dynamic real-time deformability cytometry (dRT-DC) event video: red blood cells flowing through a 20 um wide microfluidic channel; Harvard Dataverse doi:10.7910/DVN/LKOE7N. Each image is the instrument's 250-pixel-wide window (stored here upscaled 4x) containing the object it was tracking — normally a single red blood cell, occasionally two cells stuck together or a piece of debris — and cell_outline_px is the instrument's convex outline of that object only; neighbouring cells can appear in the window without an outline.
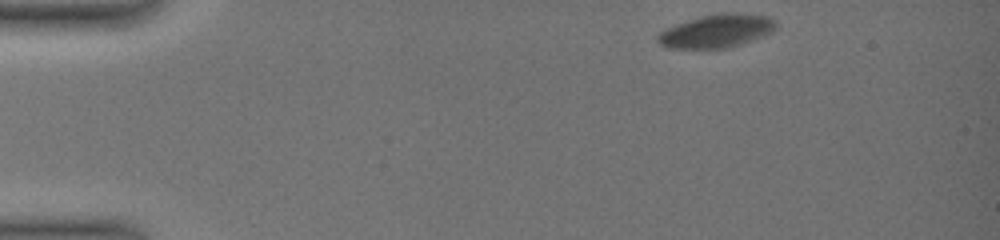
{"species": "common noctule bat (a hibernating species)", "species_latin": "Nyctalus noctula", "temperature_condition": "warm", "stored_images_in_passage": 47, "camera_frame_rate_fps": 3000, "um_per_image_px": 0.085, "animal": {"sex": "female", "body_mass_g": 19.0, "forearm_length_mm": 51.5}, "frame": {"image": 1, "passage_image": 1, "time_ms": 0.0, "image_size_px": [1000, 240], "cell_outline_px": [[776, 28], [772, 32], [764, 36], [728, 48], [668, 48], [660, 44], [656, 40], [656, 36], [664, 28], [700, 16], [720, 12], [736, 12], [768, 16], [776, 20]], "centroid_in_image_um": [60.91, 2.62], "position_along_channel_um": 24.1, "area_um2": 23.18}}
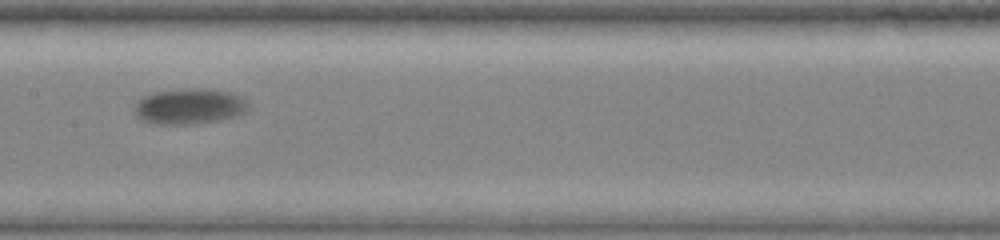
{"frame": {"image": 2, "passage_image": 23, "time_ms": 7.333, "image_size_px": [1000, 240], "cell_outline_px": [[248, 108], [244, 112], [236, 116], [220, 120], [196, 124], [152, 124], [140, 120], [136, 116], [136, 104], [144, 96], [156, 92], [188, 88], [212, 88], [232, 92], [248, 100]], "centroid_in_image_um": [16.14, 9.04], "position_along_channel_um": 191.3, "area_um2": 23.87}}
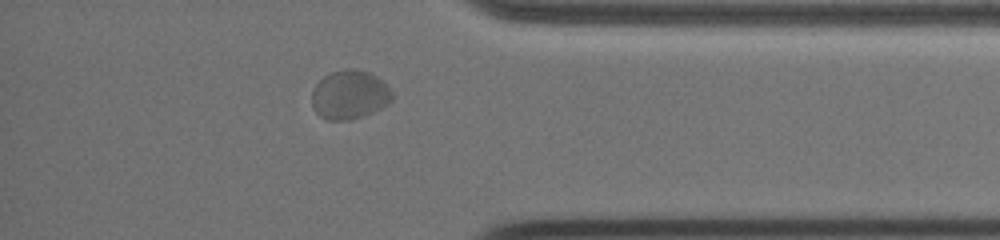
{"frame": {"image": 3, "passage_image": 41, "time_ms": 13.333, "image_size_px": [1000, 240], "cell_outline_px": [[392, 100], [388, 104], [364, 116], [348, 120], [324, 120], [312, 108], [312, 92], [316, 84], [324, 76], [332, 72], [344, 68], [352, 68], [368, 72], [376, 76], [392, 92]], "centroid_in_image_um": [29.68, 8.06], "position_along_channel_um": 405.5, "area_um2": 22.83}}